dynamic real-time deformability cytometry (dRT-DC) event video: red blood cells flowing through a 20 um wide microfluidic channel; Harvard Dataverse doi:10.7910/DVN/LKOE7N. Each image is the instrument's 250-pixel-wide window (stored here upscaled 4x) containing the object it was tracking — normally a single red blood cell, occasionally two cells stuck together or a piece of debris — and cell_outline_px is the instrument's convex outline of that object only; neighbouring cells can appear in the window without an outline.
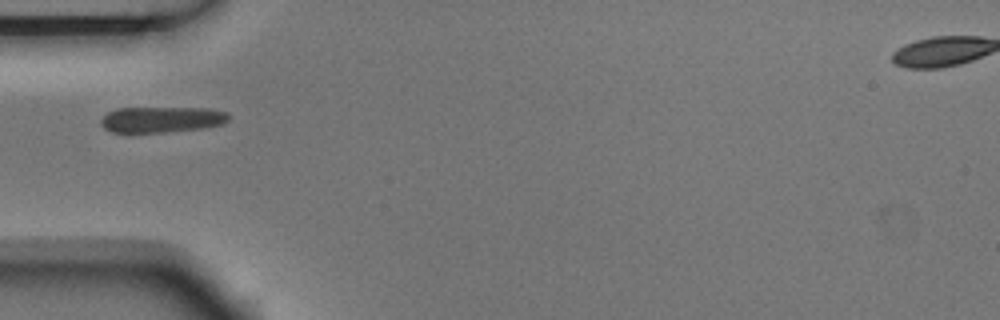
{"species": "Egyptian fruit bat (a non-hibernating species)", "species_latin": "Rousettus aegyptiacus", "temperature_condition": "room temperature", "stored_images_in_passage": 8, "segment_of_instrument_passage": [2, 2], "camera_frame_rate_fps": 3000, "um_per_image_px": 0.085, "animal": {"sex": "male"}, "frame": {"image": 1, "passage_image": 5, "time_ms": 1.333, "image_size_px": [1000, 320], "cell_outline_px": [[228, 120], [224, 124], [204, 128], [128, 136], [112, 132], [104, 128], [100, 124], [100, 120], [108, 112], [116, 108], [208, 108], [228, 112]], "centroid_in_image_um": [13.67, 10.2], "position_along_channel_um": 71.3, "area_um2": 20.11}}
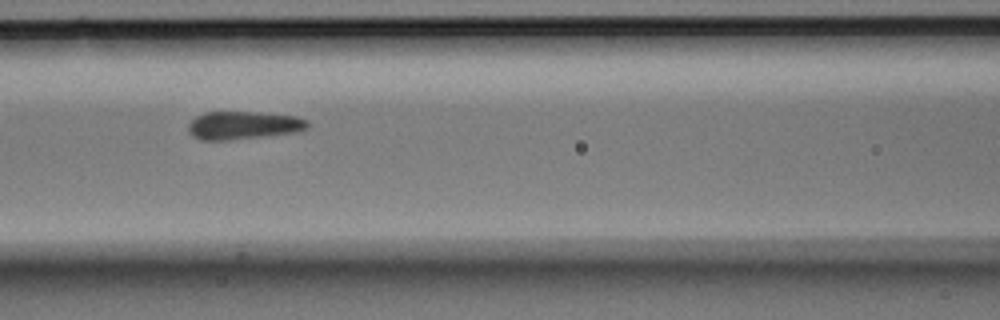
{"frame": {"image": 2, "passage_image": 7, "time_ms": 2.0, "image_size_px": [1000, 320], "cell_outline_px": [[308, 128], [300, 132], [228, 140], [200, 140], [192, 136], [188, 128], [188, 124], [196, 116], [204, 112], [256, 112], [296, 116], [308, 120]], "centroid_in_image_um": [20.7, 10.65], "position_along_channel_um": 145.9, "area_um2": 19.59}}
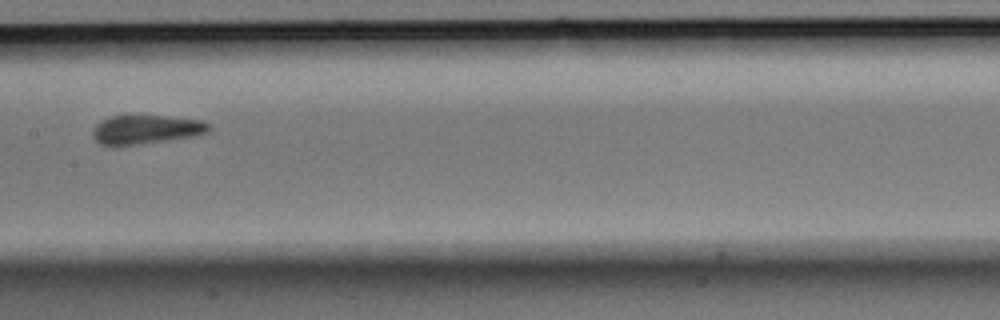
{"frame": {"image": 3, "passage_image": 8, "time_ms": 2.333, "image_size_px": [1000, 320], "cell_outline_px": [[208, 128], [204, 132], [192, 136], [116, 148], [112, 148], [100, 144], [92, 136], [92, 132], [96, 124], [108, 116], [168, 116], [204, 120], [208, 124]], "centroid_in_image_um": [12.3, 11.03], "position_along_channel_um": 195.1, "area_um2": 19.77}}